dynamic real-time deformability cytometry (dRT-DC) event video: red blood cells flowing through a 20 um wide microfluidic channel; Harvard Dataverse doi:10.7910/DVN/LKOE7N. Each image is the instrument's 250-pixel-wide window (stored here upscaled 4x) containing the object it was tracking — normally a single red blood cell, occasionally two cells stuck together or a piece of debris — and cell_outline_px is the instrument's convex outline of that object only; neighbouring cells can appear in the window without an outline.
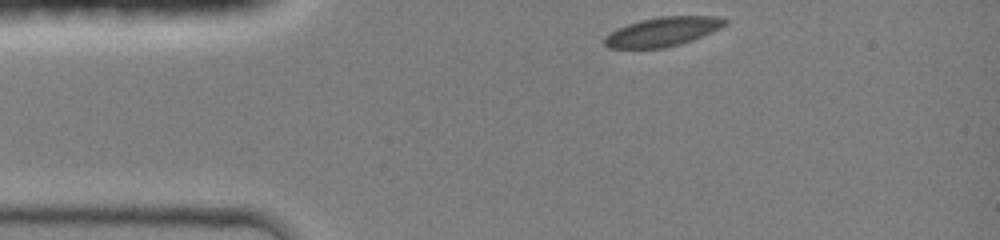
{"species": "common noctule bat (a hibernating species)", "species_latin": "Nyctalus noctula", "temperature_condition": "room temperature", "stored_images_in_passage": 33, "camera_frame_rate_fps": 3000, "um_per_image_px": 0.085, "animal": {"sex": "female", "body_mass_g": 19.0, "forearm_length_mm": 51.5}, "frame": {"image": 1, "passage_image": 1, "time_ms": 0.0, "image_size_px": [1000, 240], "cell_outline_px": [[728, 24], [712, 32], [692, 40], [680, 44], [664, 48], [608, 48], [604, 44], [604, 36], [616, 28], [640, 20], [660, 16], [720, 16], [728, 20]], "centroid_in_image_um": [56.33, 2.69], "position_along_channel_um": 28.7, "area_um2": 20.63}}
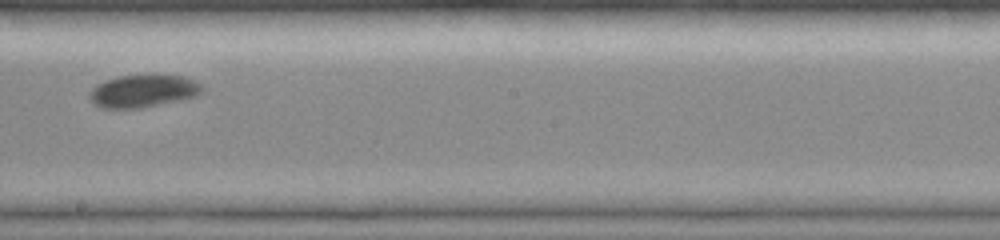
{"frame": {"image": 2, "passage_image": 19, "time_ms": 6.0, "image_size_px": [1000, 240], "cell_outline_px": [[204, 92], [196, 96], [140, 108], [104, 108], [96, 104], [88, 96], [92, 88], [96, 84], [104, 80], [116, 76], [156, 72], [184, 76], [200, 84], [204, 88]], "centroid_in_image_um": [12.18, 7.68], "position_along_channel_um": 236.0, "area_um2": 21.96}}
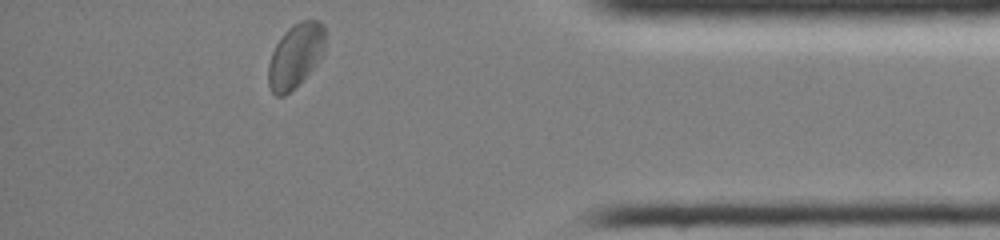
{"frame": {"image": 3, "passage_image": 33, "time_ms": 10.667, "image_size_px": [1000, 240], "cell_outline_px": [[324, 56], [284, 96], [276, 96], [272, 92], [268, 84], [268, 64], [272, 52], [276, 44], [284, 32], [292, 24], [300, 20], [320, 20], [324, 24]], "centroid_in_image_um": [25.12, 4.69], "position_along_channel_um": 410.1, "area_um2": 21.1}, "authors_computed_cell_mechanics": {"area_um2": 21.2704, "velocity_mm_per_s": 4.1726, "shape_relaxation_time_tau1_ms": 3.7172, "shape_relaxation_time_tau2_ms": null, "deformation_change_tau1": 0.1104, "deformation_change_tau2": null}}